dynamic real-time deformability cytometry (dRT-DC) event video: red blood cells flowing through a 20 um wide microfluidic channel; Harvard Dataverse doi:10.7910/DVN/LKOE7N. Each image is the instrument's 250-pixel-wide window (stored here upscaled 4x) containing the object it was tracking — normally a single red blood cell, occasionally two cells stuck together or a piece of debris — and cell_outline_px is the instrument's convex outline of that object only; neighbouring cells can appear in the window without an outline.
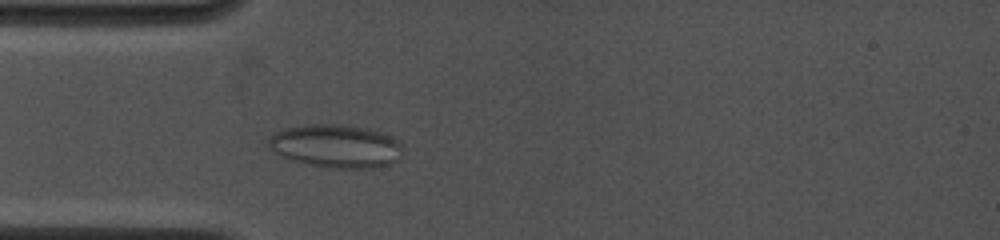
{"species": "common noctule bat (a hibernating species)", "species_latin": "Nyctalus noctula", "temperature_condition": "cold", "stored_images_in_passage": 39, "camera_frame_rate_fps": 4500, "um_per_image_px": 0.085, "animal": {"sex": "female", "body_mass_g": 19.0, "forearm_length_mm": 53.3}, "frame": {"image": 1, "passage_image": 9, "time_ms": 3.333, "image_size_px": [1000, 240], "cell_outline_px": [[400, 156], [396, 160], [388, 164], [372, 168], [336, 168], [308, 164], [292, 160], [280, 156], [268, 148], [268, 140], [276, 132], [284, 128], [308, 124], [344, 124], [368, 128], [380, 132], [396, 140], [400, 144]], "centroid_in_image_um": [28.5, 12.41], "position_along_channel_um": 56.5, "area_um2": 33.58}}
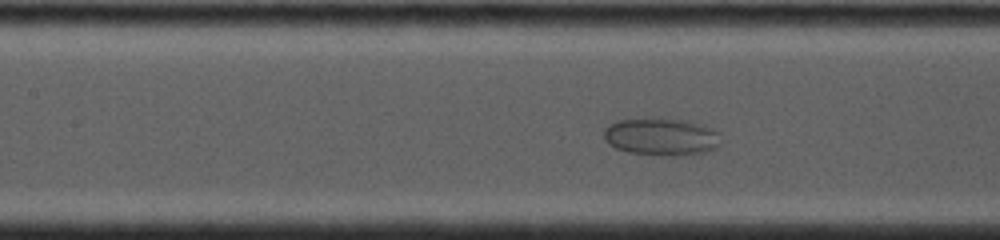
{"frame": {"image": 2, "passage_image": 16, "time_ms": 5.778, "image_size_px": [1000, 240], "cell_outline_px": [[720, 144], [716, 148], [704, 152], [672, 156], [668, 156], [628, 152], [616, 148], [608, 144], [604, 140], [604, 128], [608, 124], [616, 120], [644, 116], [688, 120], [704, 124], [720, 132]], "centroid_in_image_um": [56.19, 11.58], "position_along_channel_um": 151.2, "area_um2": 26.41}}
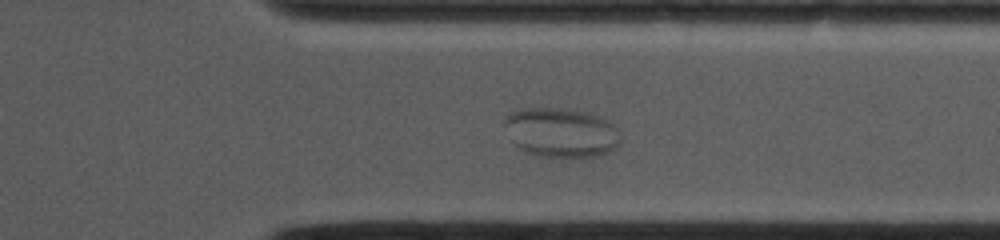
{"frame": {"image": 3, "passage_image": 31, "time_ms": 11.111, "image_size_px": [1000, 240], "cell_outline_px": [[620, 144], [608, 152], [596, 156], [536, 156], [520, 148], [512, 140], [504, 124], [504, 120], [512, 112], [520, 108], [564, 108], [588, 112], [612, 124], [620, 132]], "centroid_in_image_um": [47.7, 11.25], "position_along_channel_um": 363.7, "area_um2": 33.0}}